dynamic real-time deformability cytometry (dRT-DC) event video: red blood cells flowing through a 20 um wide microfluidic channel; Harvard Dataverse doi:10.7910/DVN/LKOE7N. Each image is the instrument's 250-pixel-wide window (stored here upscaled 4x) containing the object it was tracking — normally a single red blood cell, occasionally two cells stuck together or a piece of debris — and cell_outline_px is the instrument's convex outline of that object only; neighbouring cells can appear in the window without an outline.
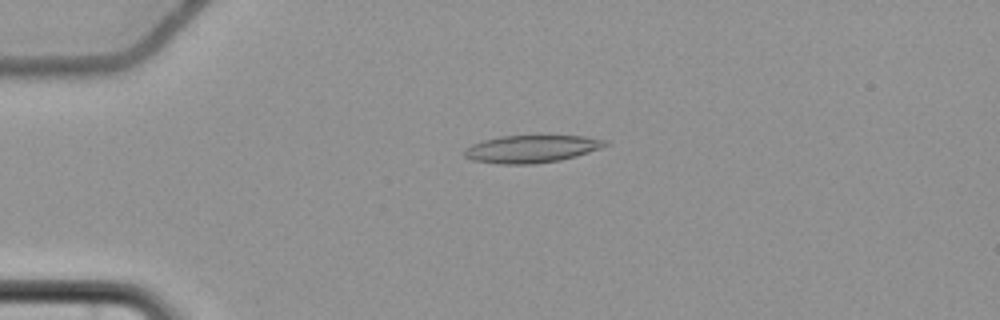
{"species": "common noctule bat (a hibernating species)", "species_latin": "Nyctalus noctula", "temperature_condition": "cold", "stored_images_in_passage": 56, "camera_frame_rate_fps": 3000, "um_per_image_px": 0.085, "animal": {"sex": "female", "body_mass_g": 22.7, "forearm_length_mm": 54.2}, "frame": {"image": 1, "passage_image": 14, "time_ms": 4.333, "image_size_px": [1000, 320], "cell_outline_px": [[612, 144], [576, 156], [560, 160], [532, 164], [500, 164], [472, 160], [464, 156], [464, 148], [472, 144], [484, 140], [500, 136], [584, 136], [608, 140]], "centroid_in_image_um": [45.19, 12.65], "position_along_channel_um": 39.8, "area_um2": 22.6}}
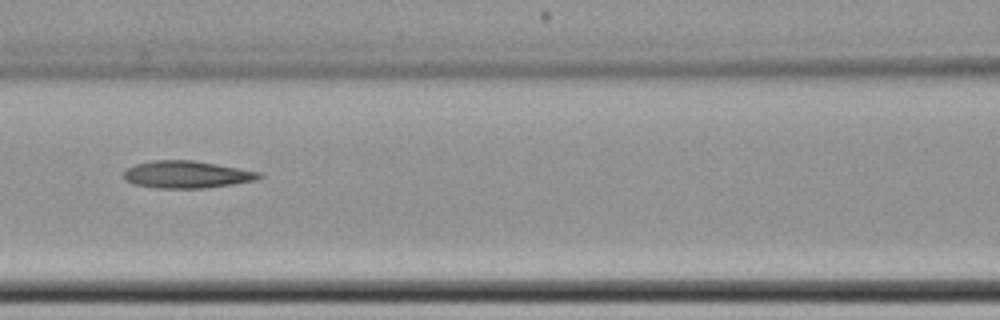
{"frame": {"image": 2, "passage_image": 26, "time_ms": 8.333, "image_size_px": [1000, 320], "cell_outline_px": [[264, 176], [256, 180], [232, 184], [204, 188], [156, 188], [132, 184], [124, 180], [124, 172], [128, 168], [136, 164], [152, 160], [192, 160], [240, 168], [260, 172]], "centroid_in_image_um": [15.86, 14.83], "position_along_channel_um": 150.7, "area_um2": 21.5}}
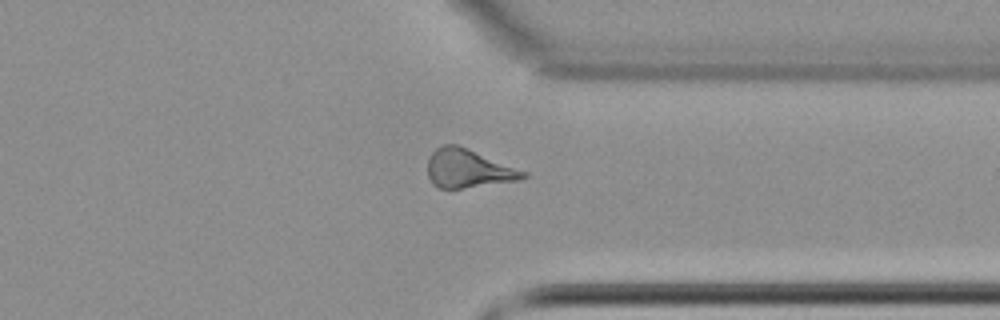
{"frame": {"image": 3, "passage_image": 44, "time_ms": 14.333, "image_size_px": [1000, 320], "cell_outline_px": [[528, 176], [520, 180], [460, 188], [436, 188], [432, 184], [428, 176], [428, 160], [432, 152], [436, 148], [444, 144], [456, 144], [528, 172]], "centroid_in_image_um": [39.78, 14.33], "position_along_channel_um": 371.6, "area_um2": 21.27}, "authors_computed_cell_mechanics": {"area_um2": 21.7328, "velocity_mm_per_s": 3.6924, "shape_relaxation_time_tau1_ms": null, "shape_relaxation_time_tau2_ms": 9.478, "deformation_change_tau1": null, "deformation_change_tau2": 0.2527}}